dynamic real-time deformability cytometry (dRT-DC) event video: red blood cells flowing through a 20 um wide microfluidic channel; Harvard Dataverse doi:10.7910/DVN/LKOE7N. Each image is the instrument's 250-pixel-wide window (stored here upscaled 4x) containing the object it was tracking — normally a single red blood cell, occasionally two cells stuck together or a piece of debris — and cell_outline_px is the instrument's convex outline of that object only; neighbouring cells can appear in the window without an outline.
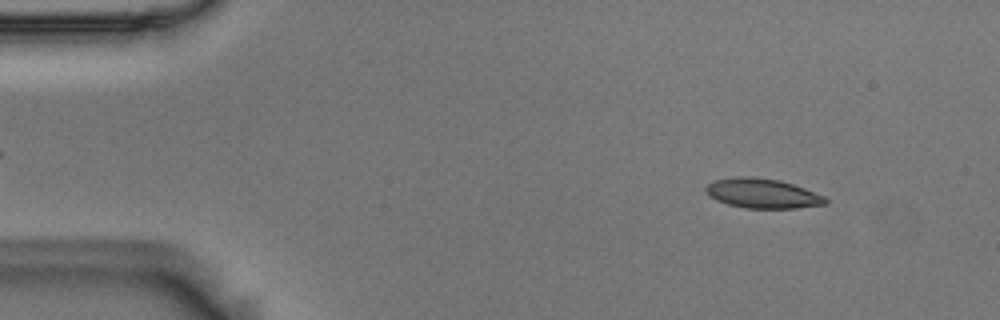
{"species": "Egyptian fruit bat (a non-hibernating species)", "species_latin": "Rousettus aegyptiacus", "temperature_condition": "room temperature", "stored_images_in_passage": 4, "camera_frame_rate_fps": 3000, "um_per_image_px": 0.085, "animal": {"sex": "male"}, "frame": {"image": 1, "passage_image": 1, "time_ms": 0.0, "image_size_px": [1000, 320], "cell_outline_px": [[828, 204], [796, 208], [744, 208], [728, 204], [716, 200], [708, 196], [704, 188], [708, 184], [716, 180], [736, 176], [748, 176], [780, 180], [804, 188], [824, 196], [828, 200]], "centroid_in_image_um": [64.8, 16.44], "position_along_channel_um": 20.2, "area_um2": 20.69}}
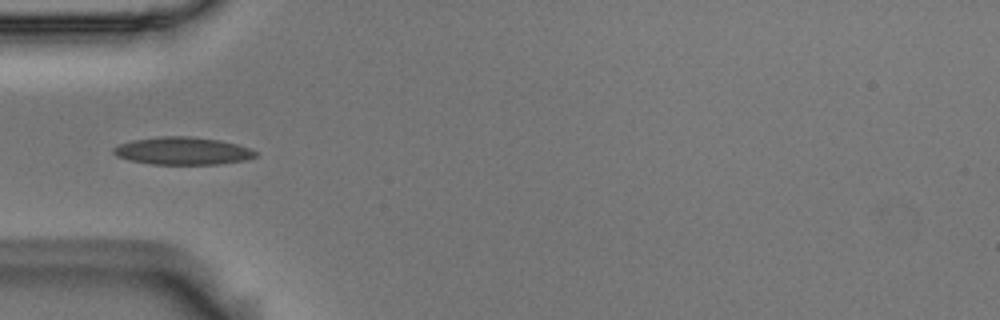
{"frame": {"image": 2, "passage_image": 4, "time_ms": 1.0, "image_size_px": [1000, 320], "cell_outline_px": [[256, 156], [244, 160], [216, 164], [152, 164], [132, 160], [116, 156], [112, 152], [112, 148], [120, 144], [132, 140], [156, 136], [192, 136], [220, 140], [236, 144], [248, 148], [256, 152]], "centroid_in_image_um": [15.48, 12.81], "position_along_channel_um": 69.5, "area_um2": 22.72}}